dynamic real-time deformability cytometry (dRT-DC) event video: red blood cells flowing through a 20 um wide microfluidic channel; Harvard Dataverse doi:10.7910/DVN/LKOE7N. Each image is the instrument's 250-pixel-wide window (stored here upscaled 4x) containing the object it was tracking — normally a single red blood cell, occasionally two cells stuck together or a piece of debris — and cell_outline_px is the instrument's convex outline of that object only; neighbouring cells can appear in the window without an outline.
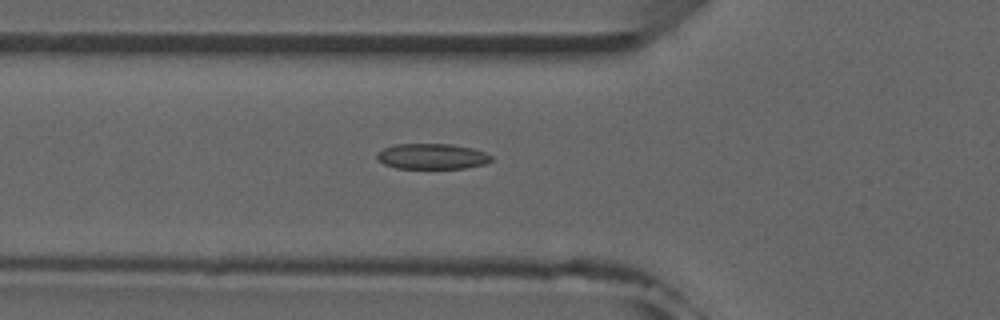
{"species": "common noctule bat (a hibernating species)", "species_latin": "Nyctalus noctula", "temperature_condition": "room temperature", "stored_images_in_passage": 51, "camera_frame_rate_fps": 3000, "um_per_image_px": 0.085, "animal": {"sex": "male", "forearm_length_mm": 52.5}, "frame": {"image": 1, "passage_image": 18, "time_ms": 5.667, "image_size_px": [1000, 320], "cell_outline_px": [[492, 160], [484, 164], [464, 168], [396, 168], [384, 164], [376, 160], [376, 152], [384, 148], [396, 144], [452, 144], [472, 148], [484, 152], [492, 156]], "centroid_in_image_um": [36.68, 13.29], "position_along_channel_um": 89.1, "area_um2": 17.05}}
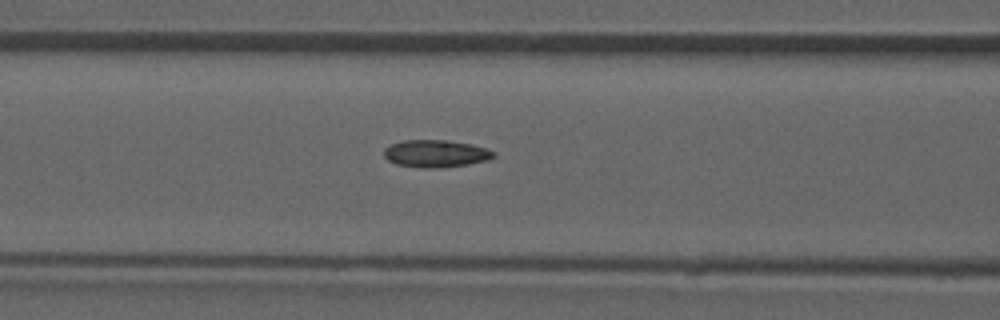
{"frame": {"image": 2, "passage_image": 21, "time_ms": 6.667, "image_size_px": [1000, 320], "cell_outline_px": [[496, 156], [488, 160], [468, 164], [436, 168], [420, 168], [396, 164], [388, 160], [384, 156], [384, 148], [392, 144], [404, 140], [448, 140], [472, 144], [496, 152]], "centroid_in_image_um": [37.04, 13.05], "position_along_channel_um": 129.6, "area_um2": 17.51}}
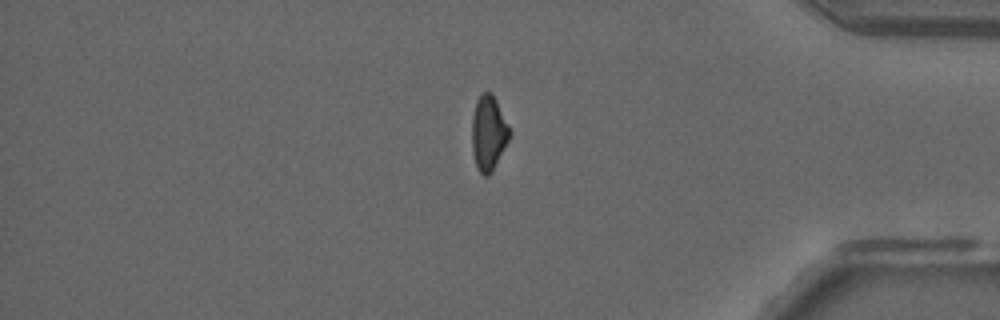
{"frame": {"image": 3, "passage_image": 43, "time_ms": 14.0, "image_size_px": [1000, 320], "cell_outline_px": [[512, 132], [492, 172], [488, 176], [484, 176], [476, 168], [472, 152], [472, 116], [476, 100], [484, 92], [492, 92]], "centroid_in_image_um": [41.51, 11.32], "position_along_channel_um": 393.7, "area_um2": 16.47}, "authors_computed_cell_mechanics": {"area_um2": 17.051, "velocity_mm_per_s": 3.9891, "shape_relaxation_time_tau1_ms": null, "shape_relaxation_time_tau2_ms": 4.9056, "deformation_change_tau1": null, "deformation_change_tau2": 0.1251}}